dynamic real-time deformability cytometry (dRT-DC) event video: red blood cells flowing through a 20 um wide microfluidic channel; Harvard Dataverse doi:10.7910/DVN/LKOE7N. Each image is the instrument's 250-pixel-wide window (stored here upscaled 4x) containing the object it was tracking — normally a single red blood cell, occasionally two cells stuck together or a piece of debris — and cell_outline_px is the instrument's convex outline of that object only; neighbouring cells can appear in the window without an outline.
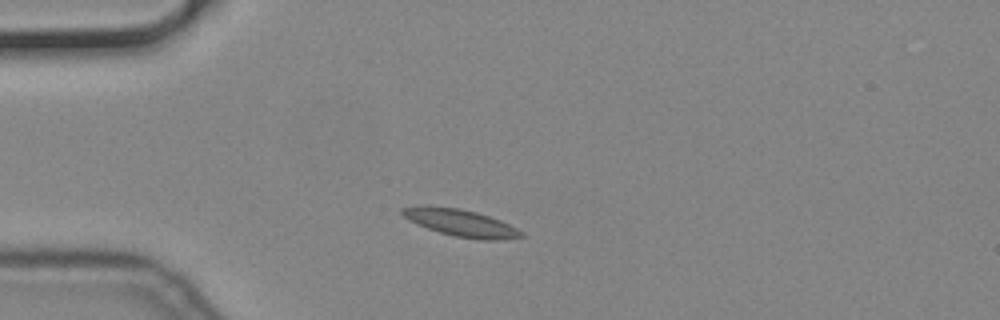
{"species": "common noctule bat (a hibernating species)", "species_latin": "Nyctalus noctula", "temperature_condition": "cold", "stored_images_in_passage": 39, "camera_frame_rate_fps": 3000, "um_per_image_px": 0.085, "animal": {"sex": "male", "body_mass_g": 19.2, "forearm_length_mm": 51.8}, "frame": {"image": 1, "passage_image": 2, "time_ms": 0.333, "image_size_px": [1000, 320], "cell_outline_px": [[524, 236], [500, 240], [480, 240], [456, 236], [440, 232], [416, 224], [408, 220], [400, 212], [400, 208], [420, 204], [460, 208], [476, 212], [500, 220], [524, 232]], "centroid_in_image_um": [39.12, 18.92], "position_along_channel_um": 45.9, "area_um2": 18.9}}
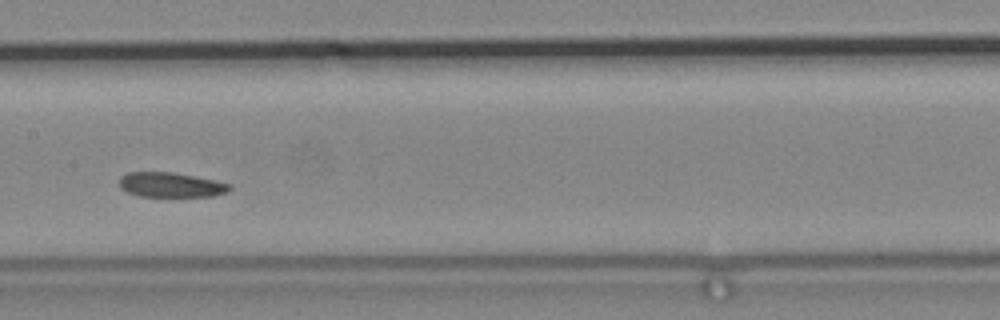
{"frame": {"image": 2, "passage_image": 16, "time_ms": 5.0, "image_size_px": [1000, 320], "cell_outline_px": [[232, 188], [228, 192], [212, 196], [140, 196], [128, 192], [120, 188], [120, 176], [128, 172], [172, 172], [232, 184]], "centroid_in_image_um": [14.52, 15.71], "position_along_channel_um": 192.9, "area_um2": 15.78}}
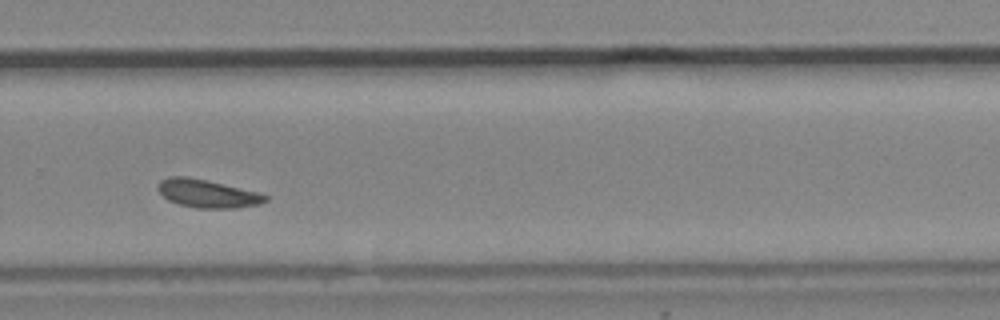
{"frame": {"image": 3, "passage_image": 26, "time_ms": 8.333, "image_size_px": [1000, 320], "cell_outline_px": [[268, 200], [260, 204], [236, 208], [196, 208], [180, 204], [168, 200], [156, 188], [160, 180], [168, 176], [184, 176], [224, 184], [256, 192], [268, 196]], "centroid_in_image_um": [17.6, 16.46], "position_along_channel_um": 312.2, "area_um2": 17.4}}